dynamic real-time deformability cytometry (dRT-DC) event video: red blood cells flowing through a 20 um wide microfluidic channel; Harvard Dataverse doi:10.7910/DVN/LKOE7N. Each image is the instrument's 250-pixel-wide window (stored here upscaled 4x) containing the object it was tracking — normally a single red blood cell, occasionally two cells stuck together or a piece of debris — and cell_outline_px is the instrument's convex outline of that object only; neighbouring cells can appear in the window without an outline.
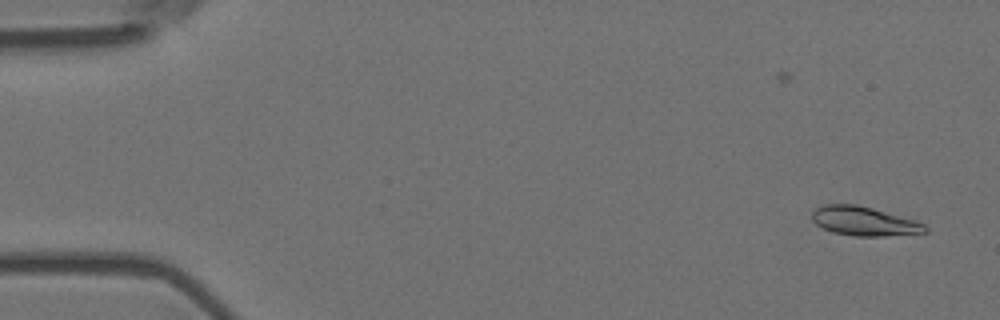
{"species": "Egyptian fruit bat (a non-hibernating species)", "species_latin": "Rousettus aegyptiacus", "temperature_condition": "room temperature", "stored_images_in_passage": 7, "camera_frame_rate_fps": 3000, "um_per_image_px": 0.085, "animal": {"sex": "female"}, "frame": {"image": 1, "passage_image": 2, "time_ms": 0.333, "image_size_px": [1000, 320], "cell_outline_px": [[928, 232], [884, 236], [856, 236], [832, 232], [816, 224], [812, 220], [812, 212], [820, 204], [856, 204], [872, 208], [916, 220], [924, 224], [928, 228]], "centroid_in_image_um": [73.44, 18.79], "position_along_channel_um": 11.6, "area_um2": 19.19}}